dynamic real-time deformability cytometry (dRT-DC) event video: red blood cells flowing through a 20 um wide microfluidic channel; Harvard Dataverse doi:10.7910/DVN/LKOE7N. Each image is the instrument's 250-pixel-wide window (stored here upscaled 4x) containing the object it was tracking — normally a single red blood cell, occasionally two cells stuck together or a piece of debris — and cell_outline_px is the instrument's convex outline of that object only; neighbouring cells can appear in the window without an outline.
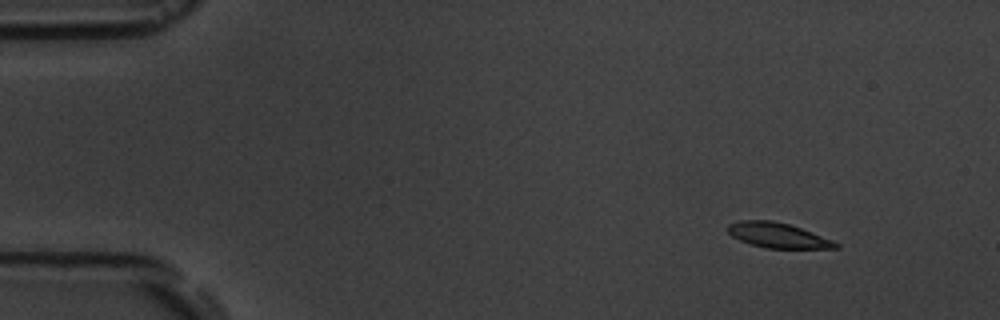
{"species": "common noctule bat (a hibernating species)", "species_latin": "Nyctalus noctula", "temperature_condition": "room temperature", "stored_images_in_passage": 6, "camera_frame_rate_fps": 3000, "um_per_image_px": 0.085, "animal": {"sex": "male", "body_mass_g": 19.5, "forearm_length_mm": 54.6}, "frame": {"image": 1, "passage_image": 2, "time_ms": 1.333, "image_size_px": [1000, 320], "cell_outline_px": [[840, 248], [764, 248], [740, 240], [732, 236], [728, 232], [728, 224], [740, 220], [772, 220], [788, 224], [800, 228], [832, 240], [840, 244]], "centroid_in_image_um": [66.1, 20.0], "position_along_channel_um": 18.9, "area_um2": 15.55}}
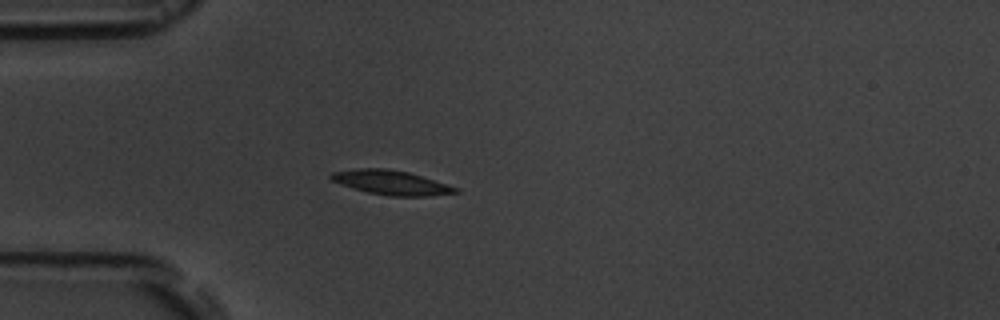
{"frame": {"image": 2, "passage_image": 5, "time_ms": 4.667, "image_size_px": [1000, 320], "cell_outline_px": [[460, 192], [428, 196], [388, 196], [368, 192], [352, 188], [340, 184], [332, 180], [328, 176], [332, 172], [360, 168], [388, 168], [408, 172], [460, 188]], "centroid_in_image_um": [33.25, 15.52], "position_along_channel_um": 51.7, "area_um2": 17.69}}